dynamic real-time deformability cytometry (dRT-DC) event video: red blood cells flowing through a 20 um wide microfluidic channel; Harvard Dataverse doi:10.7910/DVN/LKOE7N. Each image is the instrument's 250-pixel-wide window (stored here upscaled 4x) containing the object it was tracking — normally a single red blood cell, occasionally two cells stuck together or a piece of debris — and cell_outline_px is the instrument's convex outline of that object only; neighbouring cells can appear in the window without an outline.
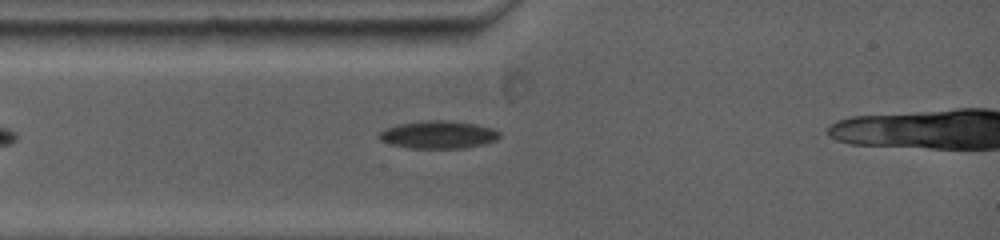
{"species": "common noctule bat (a hibernating species)", "species_latin": "Nyctalus noctula", "temperature_condition": "warm", "stored_images_in_passage": 37, "camera_frame_rate_fps": 5000, "um_per_image_px": 0.085, "animal": {"sex": "female", "body_mass_g": 19.0, "forearm_length_mm": 53.3}, "frame": {"image": 1, "passage_image": 4, "time_ms": 0.4, "image_size_px": [1000, 240], "cell_outline_px": [[500, 136], [492, 140], [480, 144], [452, 148], [420, 148], [396, 144], [384, 140], [380, 136], [380, 132], [388, 128], [400, 124], [420, 120], [452, 120], [476, 124], [492, 128], [500, 132]], "centroid_in_image_um": [37.31, 11.4], "position_along_channel_um": 47.7, "area_um2": 18.61}}
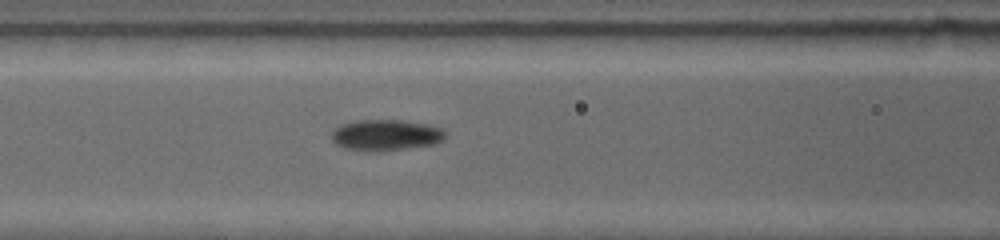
{"frame": {"image": 2, "passage_image": 18, "time_ms": 2.6, "image_size_px": [1000, 240], "cell_outline_px": [[444, 136], [440, 140], [428, 144], [396, 148], [356, 148], [340, 144], [332, 136], [332, 132], [340, 124], [352, 120], [404, 120], [428, 124], [440, 128], [444, 132]], "centroid_in_image_um": [32.81, 11.38], "position_along_channel_um": 133.8, "area_um2": 18.9}}
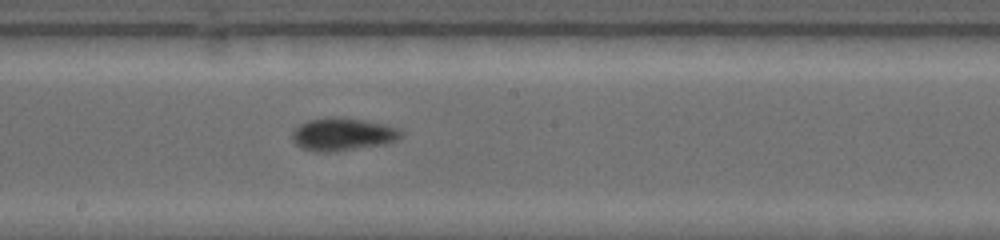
{"frame": {"image": 3, "passage_image": 32, "time_ms": 4.8, "image_size_px": [1000, 240], "cell_outline_px": [[400, 136], [392, 140], [372, 144], [344, 148], [308, 148], [300, 144], [292, 136], [292, 132], [300, 124], [308, 120], [324, 116], [340, 116], [388, 124], [400, 128]], "centroid_in_image_um": [29.14, 11.27], "position_along_channel_um": 219.1, "area_um2": 19.02}}